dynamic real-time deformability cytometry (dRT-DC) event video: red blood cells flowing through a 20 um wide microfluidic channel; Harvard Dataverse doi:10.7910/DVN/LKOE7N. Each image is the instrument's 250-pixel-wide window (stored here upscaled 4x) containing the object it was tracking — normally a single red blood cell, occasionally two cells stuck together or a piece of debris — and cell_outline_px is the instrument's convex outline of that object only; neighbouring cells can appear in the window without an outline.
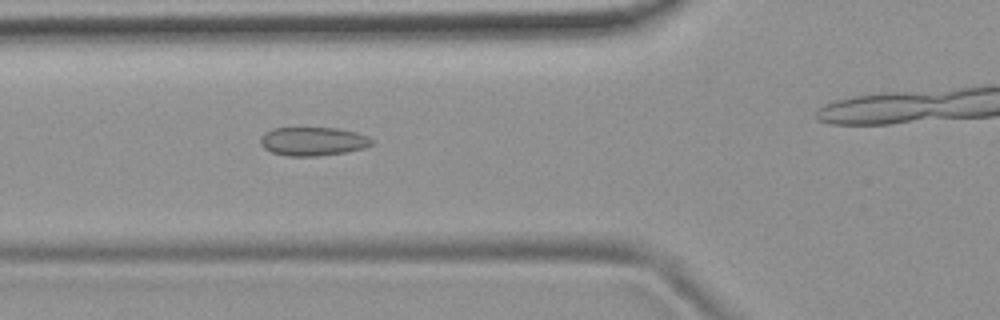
{"species": "common noctule bat (a hibernating species)", "species_latin": "Nyctalus noctula", "temperature_condition": "room temperature", "stored_images_in_passage": 42, "camera_frame_rate_fps": 3000, "um_per_image_px": 0.085, "animal": {"sex": "female", "body_mass_g": 19.9}, "frame": {"image": 1, "passage_image": 19, "time_ms": 6.0, "image_size_px": [1000, 320], "cell_outline_px": [[372, 144], [364, 148], [344, 152], [316, 156], [288, 156], [272, 152], [264, 148], [260, 144], [260, 136], [264, 132], [272, 128], [340, 128], [356, 132], [368, 136], [372, 140]], "centroid_in_image_um": [26.57, 12.0], "position_along_channel_um": 99.2, "area_um2": 18.61}}
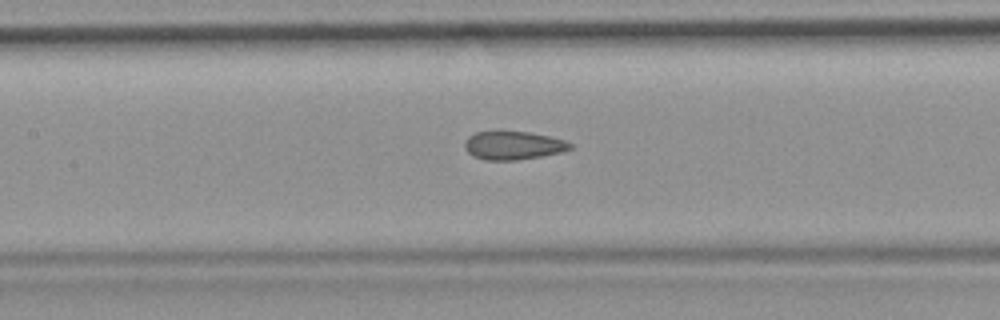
{"frame": {"image": 2, "passage_image": 24, "time_ms": 7.667, "image_size_px": [1000, 320], "cell_outline_px": [[572, 148], [564, 152], [516, 160], [484, 160], [472, 156], [464, 148], [464, 140], [468, 136], [476, 132], [496, 128], [500, 128], [528, 132], [548, 136], [564, 140], [572, 144]], "centroid_in_image_um": [43.55, 12.32], "position_along_channel_um": 163.8, "area_um2": 18.21}}